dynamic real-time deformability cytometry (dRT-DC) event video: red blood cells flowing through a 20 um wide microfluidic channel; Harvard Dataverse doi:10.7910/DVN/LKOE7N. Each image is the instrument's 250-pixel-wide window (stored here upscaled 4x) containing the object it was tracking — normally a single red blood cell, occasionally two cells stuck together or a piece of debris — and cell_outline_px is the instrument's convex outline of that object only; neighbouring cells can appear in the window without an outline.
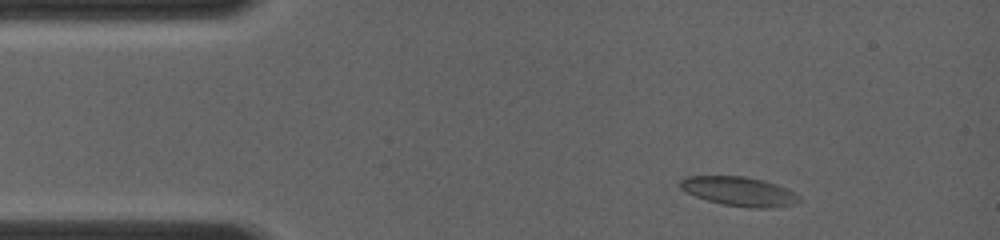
{"species": "common noctule bat (a hibernating species)", "species_latin": "Nyctalus noctula", "temperature_condition": "room temperature", "stored_images_in_passage": 61, "camera_frame_rate_fps": 4000, "um_per_image_px": 0.085, "animal": {"sex": "female", "body_mass_g": 19.0, "forearm_length_mm": 56.7}, "frame": {"image": 1, "passage_image": 3, "time_ms": 0.75, "image_size_px": [1000, 240], "cell_outline_px": [[800, 200], [796, 204], [772, 208], [752, 208], [720, 204], [696, 196], [680, 188], [680, 180], [684, 176], [744, 176], [764, 180], [788, 188], [800, 196]], "centroid_in_image_um": [62.87, 16.27], "position_along_channel_um": 22.1, "area_um2": 20.4}}
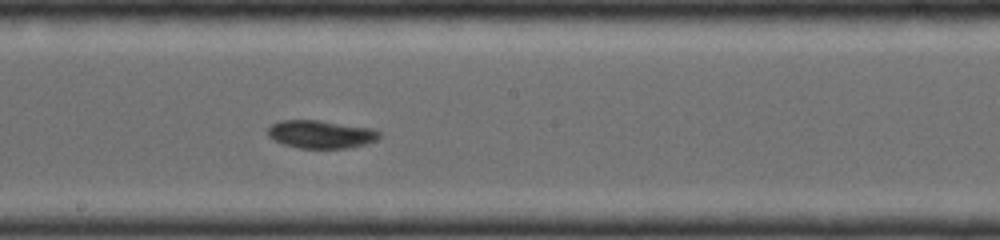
{"frame": {"image": 2, "passage_image": 22, "time_ms": 6.75, "image_size_px": [1000, 240], "cell_outline_px": [[380, 136], [376, 140], [364, 144], [348, 148], [300, 148], [284, 144], [272, 140], [268, 136], [268, 128], [272, 124], [280, 120], [320, 120], [372, 128], [380, 132]], "centroid_in_image_um": [27.25, 11.4], "position_along_channel_um": 220.9, "area_um2": 18.21}}
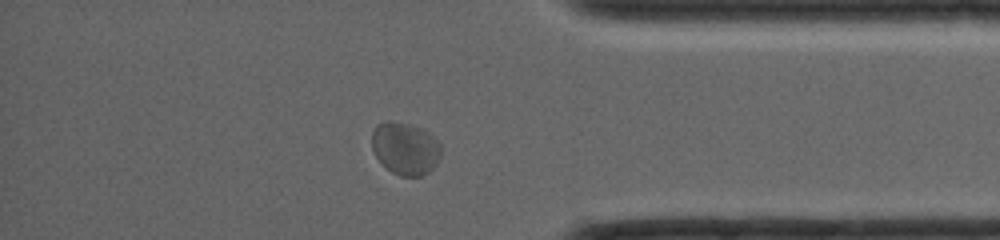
{"frame": {"image": 3, "passage_image": 50, "time_ms": 11.0, "image_size_px": [1000, 240], "cell_outline_px": [[440, 156], [436, 164], [428, 172], [420, 176], [400, 176], [392, 172], [376, 156], [372, 148], [372, 132], [376, 124], [384, 120], [388, 120], [408, 124], [424, 128], [440, 144]], "centroid_in_image_um": [34.43, 12.59], "position_along_channel_um": 400.8, "area_um2": 21.1}}